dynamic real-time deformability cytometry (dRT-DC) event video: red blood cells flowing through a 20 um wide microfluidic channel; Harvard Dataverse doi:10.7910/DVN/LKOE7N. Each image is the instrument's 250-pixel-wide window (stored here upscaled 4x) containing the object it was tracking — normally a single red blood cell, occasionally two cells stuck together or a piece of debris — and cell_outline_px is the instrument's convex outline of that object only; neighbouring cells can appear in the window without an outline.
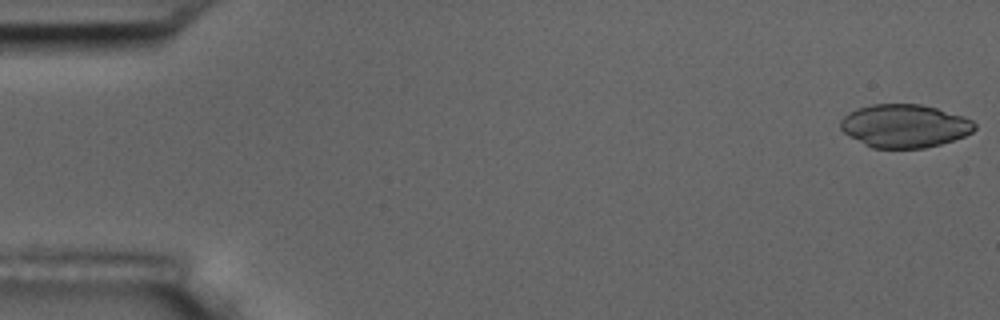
{"species": "common noctule bat (a hibernating species)", "species_latin": "Nyctalus noctula", "temperature_condition": "room temperature", "stored_images_in_passage": 55, "camera_frame_rate_fps": 3000, "um_per_image_px": 0.085, "animal": {"sex": "male", "body_mass_g": 17.5, "forearm_length_mm": 52.3}, "frame": {"image": 1, "passage_image": 1, "time_ms": 0.0, "image_size_px": [1000, 320], "cell_outline_px": [[976, 128], [972, 132], [964, 136], [940, 144], [924, 148], [872, 148], [848, 136], [840, 128], [840, 120], [848, 112], [856, 108], [872, 104], [920, 104], [936, 108], [964, 116], [972, 120], [976, 124]], "centroid_in_image_um": [76.87, 10.7], "position_along_channel_um": 8.1, "area_um2": 33.87}}